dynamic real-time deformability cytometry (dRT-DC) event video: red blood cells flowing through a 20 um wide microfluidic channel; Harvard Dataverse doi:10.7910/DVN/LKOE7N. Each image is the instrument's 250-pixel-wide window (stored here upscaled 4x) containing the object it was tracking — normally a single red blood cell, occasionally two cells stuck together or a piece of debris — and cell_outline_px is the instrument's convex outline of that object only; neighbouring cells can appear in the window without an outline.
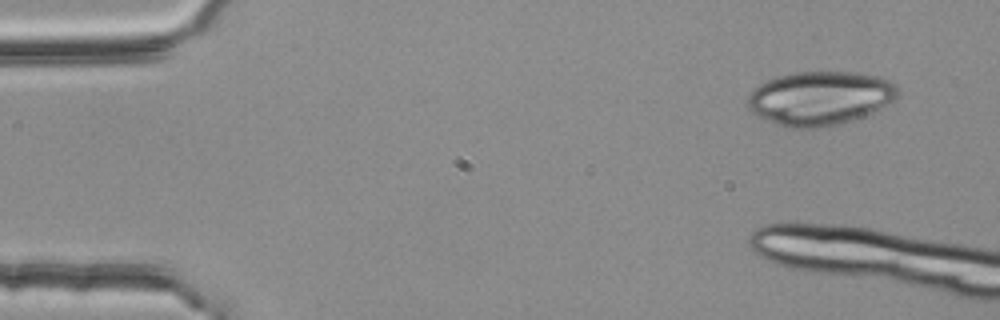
{"species": "common noctule bat (a hibernating species)", "species_latin": "Nyctalus noctula", "temperature_condition": "room temperature", "stored_images_in_passage": 4, "camera_frame_rate_fps": 3000, "um_per_image_px": 0.085, "animal": {"sex": "female", "body_mass_g": 25.1}, "frame": {"image": 1, "passage_image": 1, "time_ms": 0.0, "image_size_px": [1000, 320], "cell_outline_px": [[900, 96], [896, 100], [872, 112], [836, 124], [816, 128], [792, 128], [776, 124], [756, 116], [748, 108], [748, 96], [752, 88], [776, 76], [796, 72], [856, 72], [880, 76], [896, 84], [900, 92]], "centroid_in_image_um": [69.7, 8.33], "position_along_channel_um": 15.3, "area_um2": 47.28}}